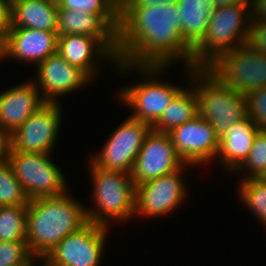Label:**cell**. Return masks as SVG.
<instances>
[{"instance_id":"4dcf8cb0","label":"cell","mask_w":266,"mask_h":266,"mask_svg":"<svg viewBox=\"0 0 266 266\" xmlns=\"http://www.w3.org/2000/svg\"><path fill=\"white\" fill-rule=\"evenodd\" d=\"M246 44L254 51L266 55V22L250 21Z\"/></svg>"},{"instance_id":"8d00e7d4","label":"cell","mask_w":266,"mask_h":266,"mask_svg":"<svg viewBox=\"0 0 266 266\" xmlns=\"http://www.w3.org/2000/svg\"><path fill=\"white\" fill-rule=\"evenodd\" d=\"M3 59L2 39L0 38V60Z\"/></svg>"},{"instance_id":"d590c367","label":"cell","mask_w":266,"mask_h":266,"mask_svg":"<svg viewBox=\"0 0 266 266\" xmlns=\"http://www.w3.org/2000/svg\"><path fill=\"white\" fill-rule=\"evenodd\" d=\"M212 4V8L226 6L229 4H235L240 2H250V0H210Z\"/></svg>"},{"instance_id":"484cf974","label":"cell","mask_w":266,"mask_h":266,"mask_svg":"<svg viewBox=\"0 0 266 266\" xmlns=\"http://www.w3.org/2000/svg\"><path fill=\"white\" fill-rule=\"evenodd\" d=\"M29 201L9 162L0 163V206L28 205Z\"/></svg>"},{"instance_id":"cb8c5ba5","label":"cell","mask_w":266,"mask_h":266,"mask_svg":"<svg viewBox=\"0 0 266 266\" xmlns=\"http://www.w3.org/2000/svg\"><path fill=\"white\" fill-rule=\"evenodd\" d=\"M58 9L97 14L116 34L118 33L120 0H59Z\"/></svg>"},{"instance_id":"44dd1931","label":"cell","mask_w":266,"mask_h":266,"mask_svg":"<svg viewBox=\"0 0 266 266\" xmlns=\"http://www.w3.org/2000/svg\"><path fill=\"white\" fill-rule=\"evenodd\" d=\"M10 27L57 31L58 2L11 0Z\"/></svg>"},{"instance_id":"e575fe53","label":"cell","mask_w":266,"mask_h":266,"mask_svg":"<svg viewBox=\"0 0 266 266\" xmlns=\"http://www.w3.org/2000/svg\"><path fill=\"white\" fill-rule=\"evenodd\" d=\"M10 150V135L0 128V163L7 160Z\"/></svg>"},{"instance_id":"4fadbf2b","label":"cell","mask_w":266,"mask_h":266,"mask_svg":"<svg viewBox=\"0 0 266 266\" xmlns=\"http://www.w3.org/2000/svg\"><path fill=\"white\" fill-rule=\"evenodd\" d=\"M187 165L184 164L173 173L137 185L134 215L158 217L177 209L186 197L187 189L182 183L180 173Z\"/></svg>"},{"instance_id":"1f68e13d","label":"cell","mask_w":266,"mask_h":266,"mask_svg":"<svg viewBox=\"0 0 266 266\" xmlns=\"http://www.w3.org/2000/svg\"><path fill=\"white\" fill-rule=\"evenodd\" d=\"M11 0H0V38L3 40L10 28Z\"/></svg>"},{"instance_id":"6da1fadb","label":"cell","mask_w":266,"mask_h":266,"mask_svg":"<svg viewBox=\"0 0 266 266\" xmlns=\"http://www.w3.org/2000/svg\"><path fill=\"white\" fill-rule=\"evenodd\" d=\"M117 59L134 66L166 67L183 59L192 67V49L183 41L177 5L120 6Z\"/></svg>"},{"instance_id":"7402d4cb","label":"cell","mask_w":266,"mask_h":266,"mask_svg":"<svg viewBox=\"0 0 266 266\" xmlns=\"http://www.w3.org/2000/svg\"><path fill=\"white\" fill-rule=\"evenodd\" d=\"M183 41L193 49L204 37L212 10L210 0H179Z\"/></svg>"},{"instance_id":"603a6c76","label":"cell","mask_w":266,"mask_h":266,"mask_svg":"<svg viewBox=\"0 0 266 266\" xmlns=\"http://www.w3.org/2000/svg\"><path fill=\"white\" fill-rule=\"evenodd\" d=\"M183 88L164 110L160 119L152 126L159 132H170L173 128L198 115V98L194 88Z\"/></svg>"},{"instance_id":"52a82bcc","label":"cell","mask_w":266,"mask_h":266,"mask_svg":"<svg viewBox=\"0 0 266 266\" xmlns=\"http://www.w3.org/2000/svg\"><path fill=\"white\" fill-rule=\"evenodd\" d=\"M206 69L223 85L244 96L266 87V55L247 44L219 55Z\"/></svg>"},{"instance_id":"30bf717a","label":"cell","mask_w":266,"mask_h":266,"mask_svg":"<svg viewBox=\"0 0 266 266\" xmlns=\"http://www.w3.org/2000/svg\"><path fill=\"white\" fill-rule=\"evenodd\" d=\"M107 227L88 222L63 238L41 266H99Z\"/></svg>"},{"instance_id":"f546056e","label":"cell","mask_w":266,"mask_h":266,"mask_svg":"<svg viewBox=\"0 0 266 266\" xmlns=\"http://www.w3.org/2000/svg\"><path fill=\"white\" fill-rule=\"evenodd\" d=\"M247 97V116L259 129L266 130V87L250 93Z\"/></svg>"},{"instance_id":"8fae6325","label":"cell","mask_w":266,"mask_h":266,"mask_svg":"<svg viewBox=\"0 0 266 266\" xmlns=\"http://www.w3.org/2000/svg\"><path fill=\"white\" fill-rule=\"evenodd\" d=\"M60 102H46L10 135V149L51 154L61 125Z\"/></svg>"},{"instance_id":"277c9868","label":"cell","mask_w":266,"mask_h":266,"mask_svg":"<svg viewBox=\"0 0 266 266\" xmlns=\"http://www.w3.org/2000/svg\"><path fill=\"white\" fill-rule=\"evenodd\" d=\"M187 68L191 85L198 83L192 87L198 98V115L209 121L219 138L233 124L247 117L246 96L223 85L206 68Z\"/></svg>"},{"instance_id":"3957f363","label":"cell","mask_w":266,"mask_h":266,"mask_svg":"<svg viewBox=\"0 0 266 266\" xmlns=\"http://www.w3.org/2000/svg\"><path fill=\"white\" fill-rule=\"evenodd\" d=\"M249 9L250 2L212 8L206 33L192 49V67L206 68L219 55L247 43Z\"/></svg>"},{"instance_id":"e0dca14e","label":"cell","mask_w":266,"mask_h":266,"mask_svg":"<svg viewBox=\"0 0 266 266\" xmlns=\"http://www.w3.org/2000/svg\"><path fill=\"white\" fill-rule=\"evenodd\" d=\"M34 81L0 93V128L11 135L46 101L39 94ZM40 95V96H39Z\"/></svg>"},{"instance_id":"8992f818","label":"cell","mask_w":266,"mask_h":266,"mask_svg":"<svg viewBox=\"0 0 266 266\" xmlns=\"http://www.w3.org/2000/svg\"><path fill=\"white\" fill-rule=\"evenodd\" d=\"M115 65L121 71L138 68L139 73L144 74L142 76L144 82L124 87V90L119 94V98L122 99L125 105L133 109V114L129 117L151 126L160 119L166 107L183 89V87L162 83L157 78H153V74L156 77L157 74L163 72L166 66H134L120 61ZM145 77L146 79L149 77V81Z\"/></svg>"},{"instance_id":"f1b7e54d","label":"cell","mask_w":266,"mask_h":266,"mask_svg":"<svg viewBox=\"0 0 266 266\" xmlns=\"http://www.w3.org/2000/svg\"><path fill=\"white\" fill-rule=\"evenodd\" d=\"M26 241L0 242V266H34Z\"/></svg>"},{"instance_id":"d6a6232c","label":"cell","mask_w":266,"mask_h":266,"mask_svg":"<svg viewBox=\"0 0 266 266\" xmlns=\"http://www.w3.org/2000/svg\"><path fill=\"white\" fill-rule=\"evenodd\" d=\"M250 17L254 22H266V0H250Z\"/></svg>"},{"instance_id":"ac0fdd59","label":"cell","mask_w":266,"mask_h":266,"mask_svg":"<svg viewBox=\"0 0 266 266\" xmlns=\"http://www.w3.org/2000/svg\"><path fill=\"white\" fill-rule=\"evenodd\" d=\"M57 53L69 64L83 70L90 78L96 77V62H100L101 58L115 62L114 66L118 62L117 57L98 38L88 35H58Z\"/></svg>"},{"instance_id":"5b68a950","label":"cell","mask_w":266,"mask_h":266,"mask_svg":"<svg viewBox=\"0 0 266 266\" xmlns=\"http://www.w3.org/2000/svg\"><path fill=\"white\" fill-rule=\"evenodd\" d=\"M90 163L96 210L86 209L88 222L108 227L110 219L125 221L134 217L136 185L131 175Z\"/></svg>"},{"instance_id":"d4e9b609","label":"cell","mask_w":266,"mask_h":266,"mask_svg":"<svg viewBox=\"0 0 266 266\" xmlns=\"http://www.w3.org/2000/svg\"><path fill=\"white\" fill-rule=\"evenodd\" d=\"M28 205L0 206V242L26 241Z\"/></svg>"},{"instance_id":"ba28073f","label":"cell","mask_w":266,"mask_h":266,"mask_svg":"<svg viewBox=\"0 0 266 266\" xmlns=\"http://www.w3.org/2000/svg\"><path fill=\"white\" fill-rule=\"evenodd\" d=\"M49 155L9 150L7 161L30 200L67 192L65 177Z\"/></svg>"},{"instance_id":"9c48e42d","label":"cell","mask_w":266,"mask_h":266,"mask_svg":"<svg viewBox=\"0 0 266 266\" xmlns=\"http://www.w3.org/2000/svg\"><path fill=\"white\" fill-rule=\"evenodd\" d=\"M152 129L150 124L131 117L114 130L98 155L90 159L96 167L103 170L121 171L131 174L147 134Z\"/></svg>"},{"instance_id":"7c38bea8","label":"cell","mask_w":266,"mask_h":266,"mask_svg":"<svg viewBox=\"0 0 266 266\" xmlns=\"http://www.w3.org/2000/svg\"><path fill=\"white\" fill-rule=\"evenodd\" d=\"M184 164L175 151L169 133L151 129L135 158L130 175L137 186L173 173Z\"/></svg>"},{"instance_id":"7a4b0ae2","label":"cell","mask_w":266,"mask_h":266,"mask_svg":"<svg viewBox=\"0 0 266 266\" xmlns=\"http://www.w3.org/2000/svg\"><path fill=\"white\" fill-rule=\"evenodd\" d=\"M86 209L66 192L30 200L26 243L34 258L43 260L63 238L85 226L88 223Z\"/></svg>"},{"instance_id":"83f0119b","label":"cell","mask_w":266,"mask_h":266,"mask_svg":"<svg viewBox=\"0 0 266 266\" xmlns=\"http://www.w3.org/2000/svg\"><path fill=\"white\" fill-rule=\"evenodd\" d=\"M245 167V168H244ZM249 170V175L244 179L266 177V130L260 129L253 142L248 158L237 169Z\"/></svg>"},{"instance_id":"836d02e7","label":"cell","mask_w":266,"mask_h":266,"mask_svg":"<svg viewBox=\"0 0 266 266\" xmlns=\"http://www.w3.org/2000/svg\"><path fill=\"white\" fill-rule=\"evenodd\" d=\"M179 0H120V6H156L165 3L177 5Z\"/></svg>"},{"instance_id":"9a60e30c","label":"cell","mask_w":266,"mask_h":266,"mask_svg":"<svg viewBox=\"0 0 266 266\" xmlns=\"http://www.w3.org/2000/svg\"><path fill=\"white\" fill-rule=\"evenodd\" d=\"M37 66L39 82L35 81V84L46 102H57V97L75 92L91 80L83 70L69 64L58 53Z\"/></svg>"},{"instance_id":"d6986e66","label":"cell","mask_w":266,"mask_h":266,"mask_svg":"<svg viewBox=\"0 0 266 266\" xmlns=\"http://www.w3.org/2000/svg\"><path fill=\"white\" fill-rule=\"evenodd\" d=\"M57 34L96 37L117 57V34L97 14L58 9Z\"/></svg>"},{"instance_id":"ffe728a7","label":"cell","mask_w":266,"mask_h":266,"mask_svg":"<svg viewBox=\"0 0 266 266\" xmlns=\"http://www.w3.org/2000/svg\"><path fill=\"white\" fill-rule=\"evenodd\" d=\"M260 129L248 116L233 124L219 139L218 157L226 169H237L248 158L256 133Z\"/></svg>"},{"instance_id":"4316f807","label":"cell","mask_w":266,"mask_h":266,"mask_svg":"<svg viewBox=\"0 0 266 266\" xmlns=\"http://www.w3.org/2000/svg\"><path fill=\"white\" fill-rule=\"evenodd\" d=\"M239 192L242 202L266 225V178L242 180Z\"/></svg>"},{"instance_id":"2e32d148","label":"cell","mask_w":266,"mask_h":266,"mask_svg":"<svg viewBox=\"0 0 266 266\" xmlns=\"http://www.w3.org/2000/svg\"><path fill=\"white\" fill-rule=\"evenodd\" d=\"M57 31L10 27L2 40L3 59L14 57L38 65L57 53Z\"/></svg>"},{"instance_id":"5bb4252c","label":"cell","mask_w":266,"mask_h":266,"mask_svg":"<svg viewBox=\"0 0 266 266\" xmlns=\"http://www.w3.org/2000/svg\"><path fill=\"white\" fill-rule=\"evenodd\" d=\"M181 160L200 165L215 158L219 151V137L209 121L199 115L168 132Z\"/></svg>"}]
</instances>
